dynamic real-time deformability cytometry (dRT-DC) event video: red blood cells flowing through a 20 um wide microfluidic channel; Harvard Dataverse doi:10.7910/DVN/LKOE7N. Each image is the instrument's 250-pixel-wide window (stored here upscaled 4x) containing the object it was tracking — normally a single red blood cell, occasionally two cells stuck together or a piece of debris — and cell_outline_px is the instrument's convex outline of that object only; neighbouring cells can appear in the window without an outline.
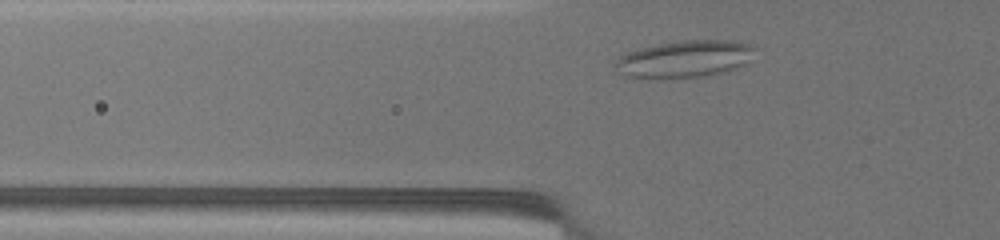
{"species": "common noctule bat (a hibernating species)", "species_latin": "Nyctalus noctula", "temperature_condition": "warm", "stored_images_in_passage": 40, "camera_frame_rate_fps": 3000, "um_per_image_px": 0.085, "animal": {"sex": "female", "body_mass_g": 19.5, "forearm_length_mm": 54.1}, "frame": {"image": 1, "passage_image": 6, "time_ms": 1.667, "image_size_px": [1000, 240], "cell_outline_px": [[756, 48], [748, 60], [728, 72], [700, 76], [648, 80], [632, 80], [624, 76], [612, 64], [620, 56], [628, 52], [640, 48], [660, 44], [688, 40], [736, 40], [752, 44]], "centroid_in_image_um": [58.12, 5.04], "position_along_channel_um": 67.7, "area_um2": 30.63}}
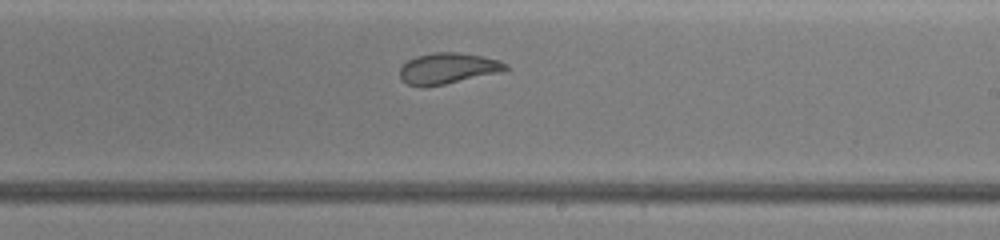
{"frame": {"image": 2, "passage_image": 25, "time_ms": 8.0, "image_size_px": [1000, 240], "cell_outline_px": [[508, 68], [504, 72], [424, 88], [420, 88], [408, 84], [400, 80], [400, 68], [408, 60], [416, 56], [432, 52], [456, 52], [480, 56], [500, 60], [508, 64]], "centroid_in_image_um": [38.06, 5.83], "position_along_channel_um": 250.9, "area_um2": 19.36}}
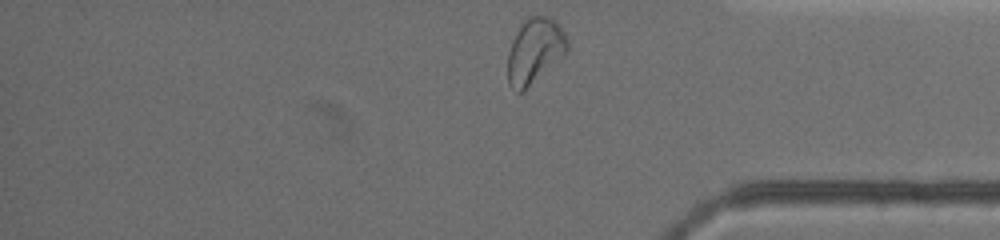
{"frame": {"image": 3, "passage_image": 40, "time_ms": 13.0, "image_size_px": [1000, 240], "cell_outline_px": [[568, 52], [520, 92], [516, 92], [508, 84], [508, 52], [512, 40], [524, 20], [528, 16], [548, 16], [556, 20], [564, 32], [568, 40]], "centroid_in_image_um": [45.46, 4.28], "position_along_channel_um": 389.7, "area_um2": 22.37}, "authors_computed_cell_mechanics": {"area_um2": 19.8543, "velocity_mm_per_s": 2.9647, "shape_relaxation_time_tau1_ms": null, "shape_relaxation_time_tau2_ms": 2.1747, "deformation_change_tau1": null, "deformation_change_tau2": 0.0929}}